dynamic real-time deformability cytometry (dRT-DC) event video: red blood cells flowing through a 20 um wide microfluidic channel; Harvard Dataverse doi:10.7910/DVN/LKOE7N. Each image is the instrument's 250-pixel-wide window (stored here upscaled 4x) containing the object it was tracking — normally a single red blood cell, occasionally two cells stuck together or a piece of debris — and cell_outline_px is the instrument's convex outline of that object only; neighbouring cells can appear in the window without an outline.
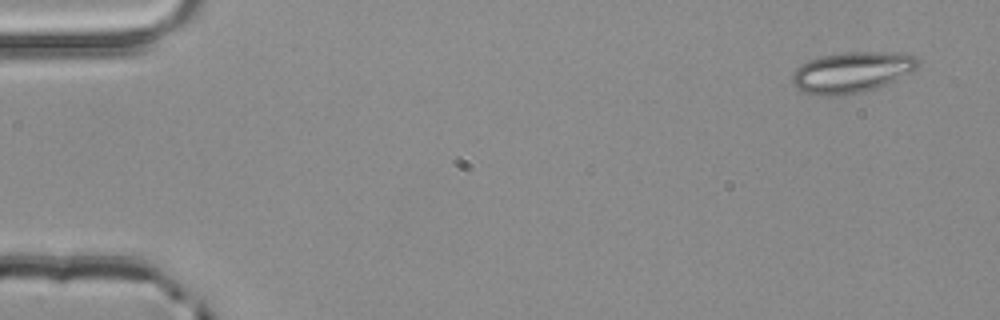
{"species": "common noctule bat (a hibernating species)", "species_latin": "Nyctalus noctula", "temperature_condition": "room temperature", "stored_images_in_passage": 5, "camera_frame_rate_fps": 3000, "um_per_image_px": 0.085, "animal": {"sex": "male", "body_mass_g": 20.4}, "frame": {"image": 1, "passage_image": 1, "time_ms": 0.0, "image_size_px": [1000, 320], "cell_outline_px": [[924, 60], [912, 72], [876, 88], [864, 92], [836, 96], [828, 96], [804, 92], [796, 88], [792, 84], [792, 72], [800, 64], [808, 60], [820, 56], [844, 52], [884, 52], [916, 56]], "centroid_in_image_um": [72.39, 6.14], "position_along_channel_um": 12.6, "area_um2": 30.11}}
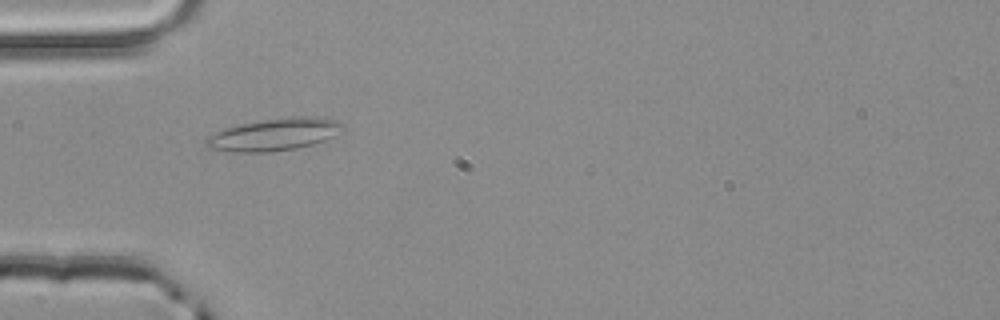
{"frame": {"image": 2, "passage_image": 4, "time_ms": 1.0, "image_size_px": [1000, 320], "cell_outline_px": [[344, 124], [332, 136], [324, 140], [312, 144], [296, 148], [268, 152], [232, 152], [208, 148], [204, 144], [204, 140], [208, 136], [216, 132], [240, 124], [264, 120], [292, 116], [312, 116], [336, 120]], "centroid_in_image_um": [23.25, 11.43], "position_along_channel_um": 61.7, "area_um2": 25.32}}